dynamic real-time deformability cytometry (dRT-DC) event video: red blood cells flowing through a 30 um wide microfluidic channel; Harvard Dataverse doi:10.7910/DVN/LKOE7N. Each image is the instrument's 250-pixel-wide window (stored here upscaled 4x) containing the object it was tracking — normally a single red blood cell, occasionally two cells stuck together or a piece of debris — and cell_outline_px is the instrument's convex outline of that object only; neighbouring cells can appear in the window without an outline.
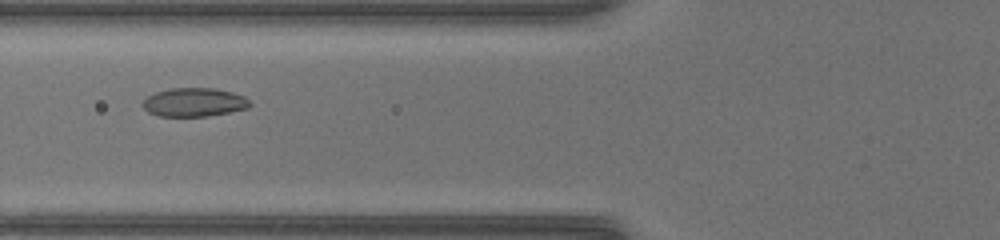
{"species": "common noctule bat (a hibernating species)", "species_latin": "Nyctalus noctula", "temperature_condition": "warm", "stored_images_in_passage": 42, "camera_frame_rate_fps": 3000, "um_per_image_px": 0.085, "animal": {"sex": "female", "body_mass_g": 17.0, "forearm_length_mm": 48.0}, "frame": {"image": 1, "passage_image": 12, "time_ms": 3.667, "image_size_px": [1000, 240], "cell_outline_px": [[252, 104], [248, 108], [208, 116], [156, 116], [148, 112], [140, 104], [148, 96], [156, 92], [168, 88], [216, 88], [232, 92], [244, 96]], "centroid_in_image_um": [16.48, 8.69], "position_along_channel_um": 109.3, "area_um2": 17.98}}
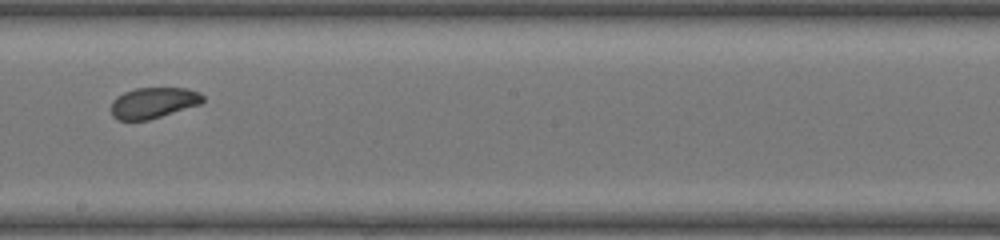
{"frame": {"image": 2, "passage_image": 21, "time_ms": 6.667, "image_size_px": [1000, 240], "cell_outline_px": [[204, 100], [200, 104], [148, 120], [116, 120], [112, 116], [112, 100], [116, 96], [124, 92], [136, 88], [188, 88], [200, 92], [204, 96]], "centroid_in_image_um": [13.03, 8.73], "position_along_channel_um": 235.2, "area_um2": 16.53}}
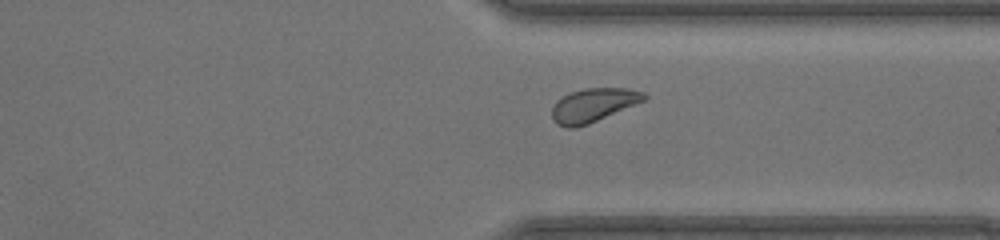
{"frame": {"image": 3, "passage_image": 30, "time_ms": 9.667, "image_size_px": [1000, 240], "cell_outline_px": [[648, 96], [644, 100], [588, 124], [576, 128], [568, 128], [556, 124], [552, 120], [552, 108], [556, 100], [572, 92], [584, 88], [628, 88], [644, 92]], "centroid_in_image_um": [50.39, 8.94], "position_along_channel_um": 361.0, "area_um2": 17.92}, "authors_computed_cell_mechanics": {"area_um2": 17.9469, "velocity_mm_per_s": 4.1914, "shape_relaxation_time_tau1_ms": 2.6384, "shape_relaxation_time_tau2_ms": 2.6895, "deformation_change_tau1": 0.0825, "deformation_change_tau2": 0.075}}